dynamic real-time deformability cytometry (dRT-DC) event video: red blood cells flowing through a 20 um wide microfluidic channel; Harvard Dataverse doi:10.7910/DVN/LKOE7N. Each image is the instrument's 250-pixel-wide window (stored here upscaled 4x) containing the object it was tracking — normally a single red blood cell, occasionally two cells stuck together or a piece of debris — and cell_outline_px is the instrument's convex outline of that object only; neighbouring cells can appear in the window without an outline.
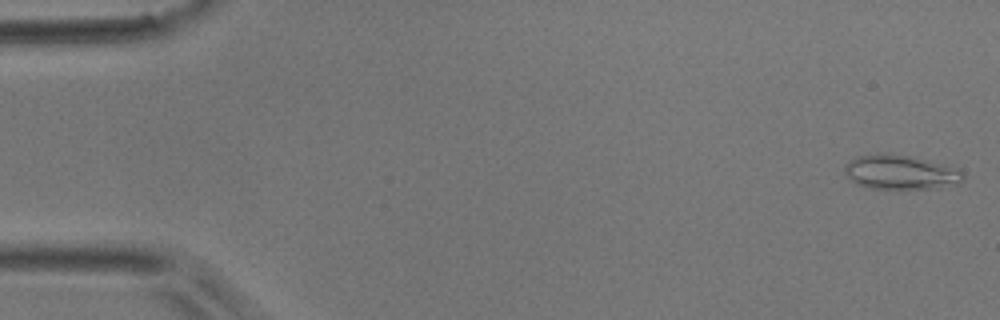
{"species": "common noctule bat (a hibernating species)", "species_latin": "Nyctalus noctula", "temperature_condition": "room temperature", "stored_images_in_passage": 10, "camera_frame_rate_fps": 3000, "um_per_image_px": 0.085, "animal": {"sex": "male", "body_mass_g": 17.9}, "frame": {"image": 1, "passage_image": 1, "time_ms": 0.0, "image_size_px": [1000, 320], "cell_outline_px": [[964, 180], [956, 184], [936, 188], [872, 188], [856, 184], [844, 172], [844, 164], [856, 156], [880, 152], [888, 152], [912, 156], [960, 168], [964, 176]], "centroid_in_image_um": [76.54, 14.61], "position_along_channel_um": 8.5, "area_um2": 24.04}}